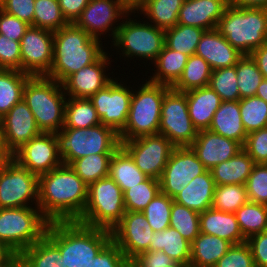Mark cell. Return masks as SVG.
<instances>
[{"label":"cell","instance_id":"6da1fadb","mask_svg":"<svg viewBox=\"0 0 267 267\" xmlns=\"http://www.w3.org/2000/svg\"><path fill=\"white\" fill-rule=\"evenodd\" d=\"M88 198V185L67 164L39 176L38 207L49 221H77Z\"/></svg>","mask_w":267,"mask_h":267},{"label":"cell","instance_id":"7a4b0ae2","mask_svg":"<svg viewBox=\"0 0 267 267\" xmlns=\"http://www.w3.org/2000/svg\"><path fill=\"white\" fill-rule=\"evenodd\" d=\"M45 235L60 249L56 263L63 267H88L112 240L111 231L77 221L49 222Z\"/></svg>","mask_w":267,"mask_h":267},{"label":"cell","instance_id":"3957f363","mask_svg":"<svg viewBox=\"0 0 267 267\" xmlns=\"http://www.w3.org/2000/svg\"><path fill=\"white\" fill-rule=\"evenodd\" d=\"M100 39L74 23L53 32V61L46 77L63 83L70 75L96 62L106 51Z\"/></svg>","mask_w":267,"mask_h":267},{"label":"cell","instance_id":"277c9868","mask_svg":"<svg viewBox=\"0 0 267 267\" xmlns=\"http://www.w3.org/2000/svg\"><path fill=\"white\" fill-rule=\"evenodd\" d=\"M23 100L41 132L56 133L63 128L67 97L61 83L46 76H31L24 86Z\"/></svg>","mask_w":267,"mask_h":267},{"label":"cell","instance_id":"5b68a950","mask_svg":"<svg viewBox=\"0 0 267 267\" xmlns=\"http://www.w3.org/2000/svg\"><path fill=\"white\" fill-rule=\"evenodd\" d=\"M243 55L267 42V9L228 6L216 28Z\"/></svg>","mask_w":267,"mask_h":267},{"label":"cell","instance_id":"8992f818","mask_svg":"<svg viewBox=\"0 0 267 267\" xmlns=\"http://www.w3.org/2000/svg\"><path fill=\"white\" fill-rule=\"evenodd\" d=\"M140 86L132 92L127 123L118 134L120 141L158 134L163 98L171 87L147 79Z\"/></svg>","mask_w":267,"mask_h":267},{"label":"cell","instance_id":"52a82bcc","mask_svg":"<svg viewBox=\"0 0 267 267\" xmlns=\"http://www.w3.org/2000/svg\"><path fill=\"white\" fill-rule=\"evenodd\" d=\"M63 164L90 154H113L120 146L118 134L102 124L90 128H62L55 133Z\"/></svg>","mask_w":267,"mask_h":267},{"label":"cell","instance_id":"ba28073f","mask_svg":"<svg viewBox=\"0 0 267 267\" xmlns=\"http://www.w3.org/2000/svg\"><path fill=\"white\" fill-rule=\"evenodd\" d=\"M48 224L38 206L0 208V242L21 254L45 235Z\"/></svg>","mask_w":267,"mask_h":267},{"label":"cell","instance_id":"9c48e42d","mask_svg":"<svg viewBox=\"0 0 267 267\" xmlns=\"http://www.w3.org/2000/svg\"><path fill=\"white\" fill-rule=\"evenodd\" d=\"M126 212L120 186L109 176L88 186V198L77 222L111 231Z\"/></svg>","mask_w":267,"mask_h":267},{"label":"cell","instance_id":"30bf717a","mask_svg":"<svg viewBox=\"0 0 267 267\" xmlns=\"http://www.w3.org/2000/svg\"><path fill=\"white\" fill-rule=\"evenodd\" d=\"M132 13L134 11H130L124 17L125 20L122 19L115 39L111 41L113 45L110 46H114L116 50L120 49L118 52H121L124 58H144L143 60H152L153 63L164 46L165 30L146 21L133 20L130 17Z\"/></svg>","mask_w":267,"mask_h":267},{"label":"cell","instance_id":"8fae6325","mask_svg":"<svg viewBox=\"0 0 267 267\" xmlns=\"http://www.w3.org/2000/svg\"><path fill=\"white\" fill-rule=\"evenodd\" d=\"M158 133L164 135L175 147L190 146L194 142L198 130L190 119L185 92L171 87L165 93Z\"/></svg>","mask_w":267,"mask_h":267},{"label":"cell","instance_id":"7c38bea8","mask_svg":"<svg viewBox=\"0 0 267 267\" xmlns=\"http://www.w3.org/2000/svg\"><path fill=\"white\" fill-rule=\"evenodd\" d=\"M38 186L39 177L12 159L0 169V208L38 206Z\"/></svg>","mask_w":267,"mask_h":267},{"label":"cell","instance_id":"4fadbf2b","mask_svg":"<svg viewBox=\"0 0 267 267\" xmlns=\"http://www.w3.org/2000/svg\"><path fill=\"white\" fill-rule=\"evenodd\" d=\"M134 159L136 166L150 178L160 180L175 146L161 134L140 136L120 141Z\"/></svg>","mask_w":267,"mask_h":267},{"label":"cell","instance_id":"5bb4252c","mask_svg":"<svg viewBox=\"0 0 267 267\" xmlns=\"http://www.w3.org/2000/svg\"><path fill=\"white\" fill-rule=\"evenodd\" d=\"M118 79L119 77L117 80L115 77V80L89 98L101 124L112 128L117 134L124 129L127 123L133 92L132 87H127V84L125 86L121 81L118 83Z\"/></svg>","mask_w":267,"mask_h":267},{"label":"cell","instance_id":"9a60e30c","mask_svg":"<svg viewBox=\"0 0 267 267\" xmlns=\"http://www.w3.org/2000/svg\"><path fill=\"white\" fill-rule=\"evenodd\" d=\"M129 12L130 10L121 0H89L74 24L91 37L100 40H102V35L107 36V33L111 31L109 35L113 41L121 24L119 21L124 19ZM116 22L119 23L116 24Z\"/></svg>","mask_w":267,"mask_h":267},{"label":"cell","instance_id":"2e32d148","mask_svg":"<svg viewBox=\"0 0 267 267\" xmlns=\"http://www.w3.org/2000/svg\"><path fill=\"white\" fill-rule=\"evenodd\" d=\"M206 170L190 146L175 147L159 180L161 192L173 199Z\"/></svg>","mask_w":267,"mask_h":267},{"label":"cell","instance_id":"e0dca14e","mask_svg":"<svg viewBox=\"0 0 267 267\" xmlns=\"http://www.w3.org/2000/svg\"><path fill=\"white\" fill-rule=\"evenodd\" d=\"M21 72L46 76L53 61V32L29 26L20 41Z\"/></svg>","mask_w":267,"mask_h":267},{"label":"cell","instance_id":"ac0fdd59","mask_svg":"<svg viewBox=\"0 0 267 267\" xmlns=\"http://www.w3.org/2000/svg\"><path fill=\"white\" fill-rule=\"evenodd\" d=\"M13 159L38 177L62 164L55 133H43L30 139L13 153Z\"/></svg>","mask_w":267,"mask_h":267},{"label":"cell","instance_id":"d6986e66","mask_svg":"<svg viewBox=\"0 0 267 267\" xmlns=\"http://www.w3.org/2000/svg\"><path fill=\"white\" fill-rule=\"evenodd\" d=\"M154 233L142 212L126 211L120 222L111 230L112 240L130 261L148 251Z\"/></svg>","mask_w":267,"mask_h":267},{"label":"cell","instance_id":"ffe728a7","mask_svg":"<svg viewBox=\"0 0 267 267\" xmlns=\"http://www.w3.org/2000/svg\"><path fill=\"white\" fill-rule=\"evenodd\" d=\"M109 57L111 55L105 52L96 62L70 75L62 83L66 96L89 99L97 91L110 84L115 78L108 76L109 73H106L111 63Z\"/></svg>","mask_w":267,"mask_h":267},{"label":"cell","instance_id":"44dd1931","mask_svg":"<svg viewBox=\"0 0 267 267\" xmlns=\"http://www.w3.org/2000/svg\"><path fill=\"white\" fill-rule=\"evenodd\" d=\"M0 131L5 140L6 148L12 154L41 133L33 113L23 99L0 119Z\"/></svg>","mask_w":267,"mask_h":267},{"label":"cell","instance_id":"7402d4cb","mask_svg":"<svg viewBox=\"0 0 267 267\" xmlns=\"http://www.w3.org/2000/svg\"><path fill=\"white\" fill-rule=\"evenodd\" d=\"M190 147L207 170L229 160L243 149L239 142L208 129L198 131L197 137Z\"/></svg>","mask_w":267,"mask_h":267},{"label":"cell","instance_id":"603a6c76","mask_svg":"<svg viewBox=\"0 0 267 267\" xmlns=\"http://www.w3.org/2000/svg\"><path fill=\"white\" fill-rule=\"evenodd\" d=\"M195 54L202 57L212 70L234 66L244 56L217 29L204 31Z\"/></svg>","mask_w":267,"mask_h":267},{"label":"cell","instance_id":"cb8c5ba5","mask_svg":"<svg viewBox=\"0 0 267 267\" xmlns=\"http://www.w3.org/2000/svg\"><path fill=\"white\" fill-rule=\"evenodd\" d=\"M229 6L228 0H184L179 10L178 23L212 30Z\"/></svg>","mask_w":267,"mask_h":267},{"label":"cell","instance_id":"d4e9b609","mask_svg":"<svg viewBox=\"0 0 267 267\" xmlns=\"http://www.w3.org/2000/svg\"><path fill=\"white\" fill-rule=\"evenodd\" d=\"M185 93L193 126L198 131L209 129L213 115L222 103L221 97L209 86L191 89Z\"/></svg>","mask_w":267,"mask_h":267},{"label":"cell","instance_id":"484cf974","mask_svg":"<svg viewBox=\"0 0 267 267\" xmlns=\"http://www.w3.org/2000/svg\"><path fill=\"white\" fill-rule=\"evenodd\" d=\"M200 233L214 235L231 242L233 245L246 242L235 213L209 208L200 213Z\"/></svg>","mask_w":267,"mask_h":267},{"label":"cell","instance_id":"4316f807","mask_svg":"<svg viewBox=\"0 0 267 267\" xmlns=\"http://www.w3.org/2000/svg\"><path fill=\"white\" fill-rule=\"evenodd\" d=\"M215 187L216 184L210 170H206L184 187L173 198V201L198 213H202L212 207Z\"/></svg>","mask_w":267,"mask_h":267},{"label":"cell","instance_id":"83f0119b","mask_svg":"<svg viewBox=\"0 0 267 267\" xmlns=\"http://www.w3.org/2000/svg\"><path fill=\"white\" fill-rule=\"evenodd\" d=\"M208 130L237 141L243 146L247 138V132L242 123L239 100L222 101L213 115Z\"/></svg>","mask_w":267,"mask_h":267},{"label":"cell","instance_id":"f1b7e54d","mask_svg":"<svg viewBox=\"0 0 267 267\" xmlns=\"http://www.w3.org/2000/svg\"><path fill=\"white\" fill-rule=\"evenodd\" d=\"M232 245L220 237L200 233L191 243L189 267H214Z\"/></svg>","mask_w":267,"mask_h":267},{"label":"cell","instance_id":"f546056e","mask_svg":"<svg viewBox=\"0 0 267 267\" xmlns=\"http://www.w3.org/2000/svg\"><path fill=\"white\" fill-rule=\"evenodd\" d=\"M254 165V160L241 149L234 157L214 166L210 172L216 185H245Z\"/></svg>","mask_w":267,"mask_h":267},{"label":"cell","instance_id":"4dcf8cb0","mask_svg":"<svg viewBox=\"0 0 267 267\" xmlns=\"http://www.w3.org/2000/svg\"><path fill=\"white\" fill-rule=\"evenodd\" d=\"M150 241L148 251L162 250L176 264L189 266L191 243L176 229L168 227L163 231L154 232Z\"/></svg>","mask_w":267,"mask_h":267},{"label":"cell","instance_id":"1f68e13d","mask_svg":"<svg viewBox=\"0 0 267 267\" xmlns=\"http://www.w3.org/2000/svg\"><path fill=\"white\" fill-rule=\"evenodd\" d=\"M109 177L120 186L122 192L148 178L122 146L113 153L110 159Z\"/></svg>","mask_w":267,"mask_h":267},{"label":"cell","instance_id":"d6a6232c","mask_svg":"<svg viewBox=\"0 0 267 267\" xmlns=\"http://www.w3.org/2000/svg\"><path fill=\"white\" fill-rule=\"evenodd\" d=\"M188 57L186 54L167 48L164 45L153 63L157 68L154 70L156 72L152 74L153 76H149L151 78L147 80L172 87L181 77Z\"/></svg>","mask_w":267,"mask_h":267},{"label":"cell","instance_id":"836d02e7","mask_svg":"<svg viewBox=\"0 0 267 267\" xmlns=\"http://www.w3.org/2000/svg\"><path fill=\"white\" fill-rule=\"evenodd\" d=\"M183 2L184 0H145L134 11V15L140 11V15L146 16L149 23L165 30L178 23L179 10Z\"/></svg>","mask_w":267,"mask_h":267},{"label":"cell","instance_id":"e575fe53","mask_svg":"<svg viewBox=\"0 0 267 267\" xmlns=\"http://www.w3.org/2000/svg\"><path fill=\"white\" fill-rule=\"evenodd\" d=\"M31 75L15 69H0V119L23 99V89Z\"/></svg>","mask_w":267,"mask_h":267},{"label":"cell","instance_id":"d590c367","mask_svg":"<svg viewBox=\"0 0 267 267\" xmlns=\"http://www.w3.org/2000/svg\"><path fill=\"white\" fill-rule=\"evenodd\" d=\"M99 124L101 120L88 98L67 97L63 128H90Z\"/></svg>","mask_w":267,"mask_h":267},{"label":"cell","instance_id":"8d00e7d4","mask_svg":"<svg viewBox=\"0 0 267 267\" xmlns=\"http://www.w3.org/2000/svg\"><path fill=\"white\" fill-rule=\"evenodd\" d=\"M20 256L21 267H63L56 263L61 259L60 249L46 235Z\"/></svg>","mask_w":267,"mask_h":267},{"label":"cell","instance_id":"74e56055","mask_svg":"<svg viewBox=\"0 0 267 267\" xmlns=\"http://www.w3.org/2000/svg\"><path fill=\"white\" fill-rule=\"evenodd\" d=\"M211 73L210 65L202 57L193 54L188 57L181 77L172 88L180 92H186L195 88L207 87Z\"/></svg>","mask_w":267,"mask_h":267},{"label":"cell","instance_id":"f35d334b","mask_svg":"<svg viewBox=\"0 0 267 267\" xmlns=\"http://www.w3.org/2000/svg\"><path fill=\"white\" fill-rule=\"evenodd\" d=\"M204 31L198 27L176 24L174 27L165 29L164 45L190 57L195 54Z\"/></svg>","mask_w":267,"mask_h":267},{"label":"cell","instance_id":"ab89813d","mask_svg":"<svg viewBox=\"0 0 267 267\" xmlns=\"http://www.w3.org/2000/svg\"><path fill=\"white\" fill-rule=\"evenodd\" d=\"M113 154H90L74 160L70 166L89 186L99 179L109 176V164Z\"/></svg>","mask_w":267,"mask_h":267},{"label":"cell","instance_id":"60d3db41","mask_svg":"<svg viewBox=\"0 0 267 267\" xmlns=\"http://www.w3.org/2000/svg\"><path fill=\"white\" fill-rule=\"evenodd\" d=\"M235 215L246 239L267 230V205L248 202L242 205Z\"/></svg>","mask_w":267,"mask_h":267},{"label":"cell","instance_id":"b9f144b4","mask_svg":"<svg viewBox=\"0 0 267 267\" xmlns=\"http://www.w3.org/2000/svg\"><path fill=\"white\" fill-rule=\"evenodd\" d=\"M68 24L58 0H35L33 27L56 32Z\"/></svg>","mask_w":267,"mask_h":267},{"label":"cell","instance_id":"7bdbcfd3","mask_svg":"<svg viewBox=\"0 0 267 267\" xmlns=\"http://www.w3.org/2000/svg\"><path fill=\"white\" fill-rule=\"evenodd\" d=\"M160 192V181L148 177L123 192L126 211L142 212Z\"/></svg>","mask_w":267,"mask_h":267},{"label":"cell","instance_id":"ee69618b","mask_svg":"<svg viewBox=\"0 0 267 267\" xmlns=\"http://www.w3.org/2000/svg\"><path fill=\"white\" fill-rule=\"evenodd\" d=\"M249 202L245 185H216L212 208L235 213L242 205Z\"/></svg>","mask_w":267,"mask_h":267},{"label":"cell","instance_id":"f6af8a7d","mask_svg":"<svg viewBox=\"0 0 267 267\" xmlns=\"http://www.w3.org/2000/svg\"><path fill=\"white\" fill-rule=\"evenodd\" d=\"M200 213L173 201L170 227L176 229L190 243L200 234Z\"/></svg>","mask_w":267,"mask_h":267},{"label":"cell","instance_id":"bcb514c9","mask_svg":"<svg viewBox=\"0 0 267 267\" xmlns=\"http://www.w3.org/2000/svg\"><path fill=\"white\" fill-rule=\"evenodd\" d=\"M239 107L243 126L247 134L266 128L267 103L257 96L239 100Z\"/></svg>","mask_w":267,"mask_h":267},{"label":"cell","instance_id":"7dc6e473","mask_svg":"<svg viewBox=\"0 0 267 267\" xmlns=\"http://www.w3.org/2000/svg\"><path fill=\"white\" fill-rule=\"evenodd\" d=\"M236 73L240 99L255 96L257 88L264 77L250 55H244L238 61Z\"/></svg>","mask_w":267,"mask_h":267},{"label":"cell","instance_id":"c3c4849f","mask_svg":"<svg viewBox=\"0 0 267 267\" xmlns=\"http://www.w3.org/2000/svg\"><path fill=\"white\" fill-rule=\"evenodd\" d=\"M208 86L221 97L222 101L240 100L236 65L212 70Z\"/></svg>","mask_w":267,"mask_h":267},{"label":"cell","instance_id":"681fc988","mask_svg":"<svg viewBox=\"0 0 267 267\" xmlns=\"http://www.w3.org/2000/svg\"><path fill=\"white\" fill-rule=\"evenodd\" d=\"M173 199L160 192L142 211L154 232L170 227V215Z\"/></svg>","mask_w":267,"mask_h":267},{"label":"cell","instance_id":"f907efd6","mask_svg":"<svg viewBox=\"0 0 267 267\" xmlns=\"http://www.w3.org/2000/svg\"><path fill=\"white\" fill-rule=\"evenodd\" d=\"M245 186L249 202L267 205V164H255Z\"/></svg>","mask_w":267,"mask_h":267},{"label":"cell","instance_id":"816d5d0a","mask_svg":"<svg viewBox=\"0 0 267 267\" xmlns=\"http://www.w3.org/2000/svg\"><path fill=\"white\" fill-rule=\"evenodd\" d=\"M214 267H255L249 245L246 242L232 245Z\"/></svg>","mask_w":267,"mask_h":267},{"label":"cell","instance_id":"f5cc1de1","mask_svg":"<svg viewBox=\"0 0 267 267\" xmlns=\"http://www.w3.org/2000/svg\"><path fill=\"white\" fill-rule=\"evenodd\" d=\"M88 267H131L124 253L118 245L111 240L96 256L92 259Z\"/></svg>","mask_w":267,"mask_h":267},{"label":"cell","instance_id":"db71d44e","mask_svg":"<svg viewBox=\"0 0 267 267\" xmlns=\"http://www.w3.org/2000/svg\"><path fill=\"white\" fill-rule=\"evenodd\" d=\"M243 149L255 164H267V127L247 134Z\"/></svg>","mask_w":267,"mask_h":267},{"label":"cell","instance_id":"11a10c76","mask_svg":"<svg viewBox=\"0 0 267 267\" xmlns=\"http://www.w3.org/2000/svg\"><path fill=\"white\" fill-rule=\"evenodd\" d=\"M0 69L21 71L20 41H14L0 34Z\"/></svg>","mask_w":267,"mask_h":267},{"label":"cell","instance_id":"9f6ffc18","mask_svg":"<svg viewBox=\"0 0 267 267\" xmlns=\"http://www.w3.org/2000/svg\"><path fill=\"white\" fill-rule=\"evenodd\" d=\"M35 0H0V8L33 26Z\"/></svg>","mask_w":267,"mask_h":267},{"label":"cell","instance_id":"6f0895ef","mask_svg":"<svg viewBox=\"0 0 267 267\" xmlns=\"http://www.w3.org/2000/svg\"><path fill=\"white\" fill-rule=\"evenodd\" d=\"M129 263L131 267H171L176 265L173 259L162 250L145 251L136 255Z\"/></svg>","mask_w":267,"mask_h":267},{"label":"cell","instance_id":"680465c9","mask_svg":"<svg viewBox=\"0 0 267 267\" xmlns=\"http://www.w3.org/2000/svg\"><path fill=\"white\" fill-rule=\"evenodd\" d=\"M29 26L26 22L0 8V34L7 36L11 40L21 41Z\"/></svg>","mask_w":267,"mask_h":267},{"label":"cell","instance_id":"91938a15","mask_svg":"<svg viewBox=\"0 0 267 267\" xmlns=\"http://www.w3.org/2000/svg\"><path fill=\"white\" fill-rule=\"evenodd\" d=\"M255 267H267V230L246 239Z\"/></svg>","mask_w":267,"mask_h":267},{"label":"cell","instance_id":"94428289","mask_svg":"<svg viewBox=\"0 0 267 267\" xmlns=\"http://www.w3.org/2000/svg\"><path fill=\"white\" fill-rule=\"evenodd\" d=\"M58 3L65 19L69 23H74L89 3V0H58Z\"/></svg>","mask_w":267,"mask_h":267},{"label":"cell","instance_id":"6125c7cd","mask_svg":"<svg viewBox=\"0 0 267 267\" xmlns=\"http://www.w3.org/2000/svg\"><path fill=\"white\" fill-rule=\"evenodd\" d=\"M250 56L256 62L263 77L267 79V42L253 50Z\"/></svg>","mask_w":267,"mask_h":267},{"label":"cell","instance_id":"be15d7a7","mask_svg":"<svg viewBox=\"0 0 267 267\" xmlns=\"http://www.w3.org/2000/svg\"><path fill=\"white\" fill-rule=\"evenodd\" d=\"M232 7L236 8H266L267 0H228Z\"/></svg>","mask_w":267,"mask_h":267},{"label":"cell","instance_id":"e7e4bbea","mask_svg":"<svg viewBox=\"0 0 267 267\" xmlns=\"http://www.w3.org/2000/svg\"><path fill=\"white\" fill-rule=\"evenodd\" d=\"M13 159V154L6 148L5 140L0 131V169Z\"/></svg>","mask_w":267,"mask_h":267},{"label":"cell","instance_id":"03108f58","mask_svg":"<svg viewBox=\"0 0 267 267\" xmlns=\"http://www.w3.org/2000/svg\"><path fill=\"white\" fill-rule=\"evenodd\" d=\"M0 267H21L20 254L12 253L5 261L0 263Z\"/></svg>","mask_w":267,"mask_h":267},{"label":"cell","instance_id":"003e7915","mask_svg":"<svg viewBox=\"0 0 267 267\" xmlns=\"http://www.w3.org/2000/svg\"><path fill=\"white\" fill-rule=\"evenodd\" d=\"M255 96L260 97L267 103V79H263L258 86Z\"/></svg>","mask_w":267,"mask_h":267},{"label":"cell","instance_id":"a7ac6f4b","mask_svg":"<svg viewBox=\"0 0 267 267\" xmlns=\"http://www.w3.org/2000/svg\"><path fill=\"white\" fill-rule=\"evenodd\" d=\"M13 252L0 242V263L5 261Z\"/></svg>","mask_w":267,"mask_h":267},{"label":"cell","instance_id":"89a4df30","mask_svg":"<svg viewBox=\"0 0 267 267\" xmlns=\"http://www.w3.org/2000/svg\"><path fill=\"white\" fill-rule=\"evenodd\" d=\"M145 0H126V7L130 11H135Z\"/></svg>","mask_w":267,"mask_h":267},{"label":"cell","instance_id":"2644e50d","mask_svg":"<svg viewBox=\"0 0 267 267\" xmlns=\"http://www.w3.org/2000/svg\"><path fill=\"white\" fill-rule=\"evenodd\" d=\"M171 267H189V266H184V265H181V264H176V265H173Z\"/></svg>","mask_w":267,"mask_h":267},{"label":"cell","instance_id":"8c879c8a","mask_svg":"<svg viewBox=\"0 0 267 267\" xmlns=\"http://www.w3.org/2000/svg\"><path fill=\"white\" fill-rule=\"evenodd\" d=\"M121 1L126 6V0H121Z\"/></svg>","mask_w":267,"mask_h":267}]
</instances>
